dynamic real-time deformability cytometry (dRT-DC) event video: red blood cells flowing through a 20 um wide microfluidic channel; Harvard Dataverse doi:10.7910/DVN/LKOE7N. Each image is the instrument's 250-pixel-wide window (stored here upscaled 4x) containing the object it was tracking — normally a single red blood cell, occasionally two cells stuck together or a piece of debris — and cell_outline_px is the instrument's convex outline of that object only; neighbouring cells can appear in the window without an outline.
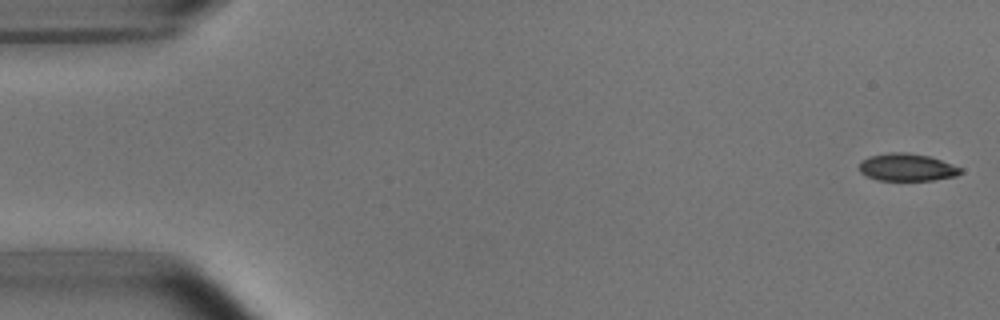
{"species": "common noctule bat (a hibernating species)", "species_latin": "Nyctalus noctula", "temperature_condition": "room temperature", "stored_images_in_passage": 10, "camera_frame_rate_fps": 3000, "um_per_image_px": 0.085, "animal": {"sex": "male", "body_mass_g": 15.6}, "frame": {"image": 1, "passage_image": 1, "time_ms": 0.0, "image_size_px": [1000, 320], "cell_outline_px": [[964, 172], [956, 176], [932, 180], [876, 180], [860, 172], [860, 164], [864, 160], [872, 156], [888, 152], [904, 152], [928, 156], [964, 168]], "centroid_in_image_um": [77.15, 14.23], "position_along_channel_um": 7.9, "area_um2": 16.07}}